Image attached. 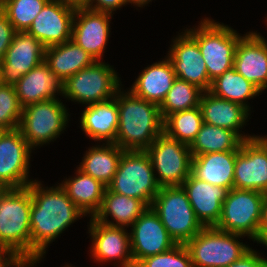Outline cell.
Here are the masks:
<instances>
[{
    "instance_id": "obj_31",
    "label": "cell",
    "mask_w": 267,
    "mask_h": 267,
    "mask_svg": "<svg viewBox=\"0 0 267 267\" xmlns=\"http://www.w3.org/2000/svg\"><path fill=\"white\" fill-rule=\"evenodd\" d=\"M242 141L232 130L203 122L189 148L194 157L214 152L237 151Z\"/></svg>"
},
{
    "instance_id": "obj_42",
    "label": "cell",
    "mask_w": 267,
    "mask_h": 267,
    "mask_svg": "<svg viewBox=\"0 0 267 267\" xmlns=\"http://www.w3.org/2000/svg\"><path fill=\"white\" fill-rule=\"evenodd\" d=\"M267 233V194L262 204L261 220L258 228V239Z\"/></svg>"
},
{
    "instance_id": "obj_8",
    "label": "cell",
    "mask_w": 267,
    "mask_h": 267,
    "mask_svg": "<svg viewBox=\"0 0 267 267\" xmlns=\"http://www.w3.org/2000/svg\"><path fill=\"white\" fill-rule=\"evenodd\" d=\"M59 99H48L23 107L18 129L33 150L54 142L68 127L70 114L62 99Z\"/></svg>"
},
{
    "instance_id": "obj_49",
    "label": "cell",
    "mask_w": 267,
    "mask_h": 267,
    "mask_svg": "<svg viewBox=\"0 0 267 267\" xmlns=\"http://www.w3.org/2000/svg\"><path fill=\"white\" fill-rule=\"evenodd\" d=\"M6 0H0V5L2 4V3H4Z\"/></svg>"
},
{
    "instance_id": "obj_46",
    "label": "cell",
    "mask_w": 267,
    "mask_h": 267,
    "mask_svg": "<svg viewBox=\"0 0 267 267\" xmlns=\"http://www.w3.org/2000/svg\"><path fill=\"white\" fill-rule=\"evenodd\" d=\"M255 137L267 148V135L266 136L255 135Z\"/></svg>"
},
{
    "instance_id": "obj_40",
    "label": "cell",
    "mask_w": 267,
    "mask_h": 267,
    "mask_svg": "<svg viewBox=\"0 0 267 267\" xmlns=\"http://www.w3.org/2000/svg\"><path fill=\"white\" fill-rule=\"evenodd\" d=\"M128 5L127 0H85L83 6L98 12L114 14V11Z\"/></svg>"
},
{
    "instance_id": "obj_2",
    "label": "cell",
    "mask_w": 267,
    "mask_h": 267,
    "mask_svg": "<svg viewBox=\"0 0 267 267\" xmlns=\"http://www.w3.org/2000/svg\"><path fill=\"white\" fill-rule=\"evenodd\" d=\"M121 89L116 93L119 124L114 143L123 150L145 151L163 133L160 108Z\"/></svg>"
},
{
    "instance_id": "obj_6",
    "label": "cell",
    "mask_w": 267,
    "mask_h": 267,
    "mask_svg": "<svg viewBox=\"0 0 267 267\" xmlns=\"http://www.w3.org/2000/svg\"><path fill=\"white\" fill-rule=\"evenodd\" d=\"M151 207L176 244H186L204 228L182 186L160 187Z\"/></svg>"
},
{
    "instance_id": "obj_15",
    "label": "cell",
    "mask_w": 267,
    "mask_h": 267,
    "mask_svg": "<svg viewBox=\"0 0 267 267\" xmlns=\"http://www.w3.org/2000/svg\"><path fill=\"white\" fill-rule=\"evenodd\" d=\"M76 5L49 0L34 18L27 32L45 47L71 40Z\"/></svg>"
},
{
    "instance_id": "obj_20",
    "label": "cell",
    "mask_w": 267,
    "mask_h": 267,
    "mask_svg": "<svg viewBox=\"0 0 267 267\" xmlns=\"http://www.w3.org/2000/svg\"><path fill=\"white\" fill-rule=\"evenodd\" d=\"M233 68L261 92L267 89V40L256 31L240 38L234 56Z\"/></svg>"
},
{
    "instance_id": "obj_16",
    "label": "cell",
    "mask_w": 267,
    "mask_h": 267,
    "mask_svg": "<svg viewBox=\"0 0 267 267\" xmlns=\"http://www.w3.org/2000/svg\"><path fill=\"white\" fill-rule=\"evenodd\" d=\"M179 34L172 40L166 55L176 77L197 86L203 92L209 91L212 82L208 77L198 42L186 30Z\"/></svg>"
},
{
    "instance_id": "obj_48",
    "label": "cell",
    "mask_w": 267,
    "mask_h": 267,
    "mask_svg": "<svg viewBox=\"0 0 267 267\" xmlns=\"http://www.w3.org/2000/svg\"><path fill=\"white\" fill-rule=\"evenodd\" d=\"M63 267H73L71 264H66V266L64 265ZM75 267V266H74Z\"/></svg>"
},
{
    "instance_id": "obj_1",
    "label": "cell",
    "mask_w": 267,
    "mask_h": 267,
    "mask_svg": "<svg viewBox=\"0 0 267 267\" xmlns=\"http://www.w3.org/2000/svg\"><path fill=\"white\" fill-rule=\"evenodd\" d=\"M42 185L36 179L30 183L31 259L45 256L50 243L75 221L86 216L60 184L52 187Z\"/></svg>"
},
{
    "instance_id": "obj_35",
    "label": "cell",
    "mask_w": 267,
    "mask_h": 267,
    "mask_svg": "<svg viewBox=\"0 0 267 267\" xmlns=\"http://www.w3.org/2000/svg\"><path fill=\"white\" fill-rule=\"evenodd\" d=\"M49 0H6L0 5L16 31H27Z\"/></svg>"
},
{
    "instance_id": "obj_13",
    "label": "cell",
    "mask_w": 267,
    "mask_h": 267,
    "mask_svg": "<svg viewBox=\"0 0 267 267\" xmlns=\"http://www.w3.org/2000/svg\"><path fill=\"white\" fill-rule=\"evenodd\" d=\"M88 233L91 236L90 257L94 262H113L117 267H135L131 252L130 232L127 228L109 226L90 218Z\"/></svg>"
},
{
    "instance_id": "obj_43",
    "label": "cell",
    "mask_w": 267,
    "mask_h": 267,
    "mask_svg": "<svg viewBox=\"0 0 267 267\" xmlns=\"http://www.w3.org/2000/svg\"><path fill=\"white\" fill-rule=\"evenodd\" d=\"M127 1H128V4H131L133 6L140 7V8H143V6H146L147 4L152 2V0H127Z\"/></svg>"
},
{
    "instance_id": "obj_29",
    "label": "cell",
    "mask_w": 267,
    "mask_h": 267,
    "mask_svg": "<svg viewBox=\"0 0 267 267\" xmlns=\"http://www.w3.org/2000/svg\"><path fill=\"white\" fill-rule=\"evenodd\" d=\"M75 176L64 179L60 186L67 196L86 215L94 217L101 207L105 189L100 181L77 168Z\"/></svg>"
},
{
    "instance_id": "obj_22",
    "label": "cell",
    "mask_w": 267,
    "mask_h": 267,
    "mask_svg": "<svg viewBox=\"0 0 267 267\" xmlns=\"http://www.w3.org/2000/svg\"><path fill=\"white\" fill-rule=\"evenodd\" d=\"M203 122L226 128L235 132L242 140L255 137L241 133L250 118V111L243 105L214 96L209 91L203 92L199 104Z\"/></svg>"
},
{
    "instance_id": "obj_26",
    "label": "cell",
    "mask_w": 267,
    "mask_h": 267,
    "mask_svg": "<svg viewBox=\"0 0 267 267\" xmlns=\"http://www.w3.org/2000/svg\"><path fill=\"white\" fill-rule=\"evenodd\" d=\"M236 151L214 152L192 157L191 174L198 180L233 188Z\"/></svg>"
},
{
    "instance_id": "obj_41",
    "label": "cell",
    "mask_w": 267,
    "mask_h": 267,
    "mask_svg": "<svg viewBox=\"0 0 267 267\" xmlns=\"http://www.w3.org/2000/svg\"><path fill=\"white\" fill-rule=\"evenodd\" d=\"M252 247L228 267H267L264 257Z\"/></svg>"
},
{
    "instance_id": "obj_7",
    "label": "cell",
    "mask_w": 267,
    "mask_h": 267,
    "mask_svg": "<svg viewBox=\"0 0 267 267\" xmlns=\"http://www.w3.org/2000/svg\"><path fill=\"white\" fill-rule=\"evenodd\" d=\"M244 237L214 226L204 227L185 246L189 250L193 267H228L251 248L240 242V238Z\"/></svg>"
},
{
    "instance_id": "obj_44",
    "label": "cell",
    "mask_w": 267,
    "mask_h": 267,
    "mask_svg": "<svg viewBox=\"0 0 267 267\" xmlns=\"http://www.w3.org/2000/svg\"><path fill=\"white\" fill-rule=\"evenodd\" d=\"M256 242L262 244L263 246L265 245V247H267V233L261 236ZM264 261L267 263L266 258H264Z\"/></svg>"
},
{
    "instance_id": "obj_4",
    "label": "cell",
    "mask_w": 267,
    "mask_h": 267,
    "mask_svg": "<svg viewBox=\"0 0 267 267\" xmlns=\"http://www.w3.org/2000/svg\"><path fill=\"white\" fill-rule=\"evenodd\" d=\"M185 30L198 42L211 82L233 67L235 49L242 37L235 29L206 17L196 27Z\"/></svg>"
},
{
    "instance_id": "obj_36",
    "label": "cell",
    "mask_w": 267,
    "mask_h": 267,
    "mask_svg": "<svg viewBox=\"0 0 267 267\" xmlns=\"http://www.w3.org/2000/svg\"><path fill=\"white\" fill-rule=\"evenodd\" d=\"M22 110L14 85L0 83V130L18 129Z\"/></svg>"
},
{
    "instance_id": "obj_33",
    "label": "cell",
    "mask_w": 267,
    "mask_h": 267,
    "mask_svg": "<svg viewBox=\"0 0 267 267\" xmlns=\"http://www.w3.org/2000/svg\"><path fill=\"white\" fill-rule=\"evenodd\" d=\"M203 124L200 106L184 111L174 112L163 121V132L170 138L188 146L195 140Z\"/></svg>"
},
{
    "instance_id": "obj_17",
    "label": "cell",
    "mask_w": 267,
    "mask_h": 267,
    "mask_svg": "<svg viewBox=\"0 0 267 267\" xmlns=\"http://www.w3.org/2000/svg\"><path fill=\"white\" fill-rule=\"evenodd\" d=\"M130 229L134 265L145 257L161 254L176 245L152 207H147Z\"/></svg>"
},
{
    "instance_id": "obj_30",
    "label": "cell",
    "mask_w": 267,
    "mask_h": 267,
    "mask_svg": "<svg viewBox=\"0 0 267 267\" xmlns=\"http://www.w3.org/2000/svg\"><path fill=\"white\" fill-rule=\"evenodd\" d=\"M100 144L88 148L77 168L107 187L117 171L125 150L115 143Z\"/></svg>"
},
{
    "instance_id": "obj_11",
    "label": "cell",
    "mask_w": 267,
    "mask_h": 267,
    "mask_svg": "<svg viewBox=\"0 0 267 267\" xmlns=\"http://www.w3.org/2000/svg\"><path fill=\"white\" fill-rule=\"evenodd\" d=\"M160 187L181 186L191 174V151L188 145L164 132L145 150Z\"/></svg>"
},
{
    "instance_id": "obj_3",
    "label": "cell",
    "mask_w": 267,
    "mask_h": 267,
    "mask_svg": "<svg viewBox=\"0 0 267 267\" xmlns=\"http://www.w3.org/2000/svg\"><path fill=\"white\" fill-rule=\"evenodd\" d=\"M30 184L24 188L5 189L0 195V248L31 259Z\"/></svg>"
},
{
    "instance_id": "obj_18",
    "label": "cell",
    "mask_w": 267,
    "mask_h": 267,
    "mask_svg": "<svg viewBox=\"0 0 267 267\" xmlns=\"http://www.w3.org/2000/svg\"><path fill=\"white\" fill-rule=\"evenodd\" d=\"M113 15L77 6L74 13L71 40L90 54L95 61L103 59Z\"/></svg>"
},
{
    "instance_id": "obj_9",
    "label": "cell",
    "mask_w": 267,
    "mask_h": 267,
    "mask_svg": "<svg viewBox=\"0 0 267 267\" xmlns=\"http://www.w3.org/2000/svg\"><path fill=\"white\" fill-rule=\"evenodd\" d=\"M121 86L113 66L105 61H94L63 82V96L73 102L90 105L112 99Z\"/></svg>"
},
{
    "instance_id": "obj_47",
    "label": "cell",
    "mask_w": 267,
    "mask_h": 267,
    "mask_svg": "<svg viewBox=\"0 0 267 267\" xmlns=\"http://www.w3.org/2000/svg\"><path fill=\"white\" fill-rule=\"evenodd\" d=\"M5 190V188L2 186V185H0V195L2 194V192Z\"/></svg>"
},
{
    "instance_id": "obj_19",
    "label": "cell",
    "mask_w": 267,
    "mask_h": 267,
    "mask_svg": "<svg viewBox=\"0 0 267 267\" xmlns=\"http://www.w3.org/2000/svg\"><path fill=\"white\" fill-rule=\"evenodd\" d=\"M233 188L267 194V148L256 137L236 151Z\"/></svg>"
},
{
    "instance_id": "obj_10",
    "label": "cell",
    "mask_w": 267,
    "mask_h": 267,
    "mask_svg": "<svg viewBox=\"0 0 267 267\" xmlns=\"http://www.w3.org/2000/svg\"><path fill=\"white\" fill-rule=\"evenodd\" d=\"M264 198L265 194L259 191L232 188L227 192L219 222L214 227L256 242Z\"/></svg>"
},
{
    "instance_id": "obj_34",
    "label": "cell",
    "mask_w": 267,
    "mask_h": 267,
    "mask_svg": "<svg viewBox=\"0 0 267 267\" xmlns=\"http://www.w3.org/2000/svg\"><path fill=\"white\" fill-rule=\"evenodd\" d=\"M202 93L203 91L197 86L176 78L159 106L162 119L174 112L198 107Z\"/></svg>"
},
{
    "instance_id": "obj_12",
    "label": "cell",
    "mask_w": 267,
    "mask_h": 267,
    "mask_svg": "<svg viewBox=\"0 0 267 267\" xmlns=\"http://www.w3.org/2000/svg\"><path fill=\"white\" fill-rule=\"evenodd\" d=\"M19 129L0 132V185L5 189L27 187L31 152Z\"/></svg>"
},
{
    "instance_id": "obj_23",
    "label": "cell",
    "mask_w": 267,
    "mask_h": 267,
    "mask_svg": "<svg viewBox=\"0 0 267 267\" xmlns=\"http://www.w3.org/2000/svg\"><path fill=\"white\" fill-rule=\"evenodd\" d=\"M14 87L22 107L59 98V95L63 97V82L44 61L23 75Z\"/></svg>"
},
{
    "instance_id": "obj_25",
    "label": "cell",
    "mask_w": 267,
    "mask_h": 267,
    "mask_svg": "<svg viewBox=\"0 0 267 267\" xmlns=\"http://www.w3.org/2000/svg\"><path fill=\"white\" fill-rule=\"evenodd\" d=\"M176 78L173 66L166 56L145 67L129 90L135 96L160 106Z\"/></svg>"
},
{
    "instance_id": "obj_14",
    "label": "cell",
    "mask_w": 267,
    "mask_h": 267,
    "mask_svg": "<svg viewBox=\"0 0 267 267\" xmlns=\"http://www.w3.org/2000/svg\"><path fill=\"white\" fill-rule=\"evenodd\" d=\"M45 46L27 31H17L0 62V83L15 85L44 61Z\"/></svg>"
},
{
    "instance_id": "obj_37",
    "label": "cell",
    "mask_w": 267,
    "mask_h": 267,
    "mask_svg": "<svg viewBox=\"0 0 267 267\" xmlns=\"http://www.w3.org/2000/svg\"><path fill=\"white\" fill-rule=\"evenodd\" d=\"M135 267H193V263L185 244H176L166 252L145 257Z\"/></svg>"
},
{
    "instance_id": "obj_5",
    "label": "cell",
    "mask_w": 267,
    "mask_h": 267,
    "mask_svg": "<svg viewBox=\"0 0 267 267\" xmlns=\"http://www.w3.org/2000/svg\"><path fill=\"white\" fill-rule=\"evenodd\" d=\"M107 189L140 199L147 207H151L160 186L146 151L125 150Z\"/></svg>"
},
{
    "instance_id": "obj_39",
    "label": "cell",
    "mask_w": 267,
    "mask_h": 267,
    "mask_svg": "<svg viewBox=\"0 0 267 267\" xmlns=\"http://www.w3.org/2000/svg\"><path fill=\"white\" fill-rule=\"evenodd\" d=\"M16 32L8 17L0 9V62L3 60Z\"/></svg>"
},
{
    "instance_id": "obj_21",
    "label": "cell",
    "mask_w": 267,
    "mask_h": 267,
    "mask_svg": "<svg viewBox=\"0 0 267 267\" xmlns=\"http://www.w3.org/2000/svg\"><path fill=\"white\" fill-rule=\"evenodd\" d=\"M181 186L186 191L196 218L201 224L204 227L215 226L219 222L228 190L198 180L192 174L184 180Z\"/></svg>"
},
{
    "instance_id": "obj_38",
    "label": "cell",
    "mask_w": 267,
    "mask_h": 267,
    "mask_svg": "<svg viewBox=\"0 0 267 267\" xmlns=\"http://www.w3.org/2000/svg\"><path fill=\"white\" fill-rule=\"evenodd\" d=\"M44 257L25 260L19 253L6 249L0 248V267H34Z\"/></svg>"
},
{
    "instance_id": "obj_28",
    "label": "cell",
    "mask_w": 267,
    "mask_h": 267,
    "mask_svg": "<svg viewBox=\"0 0 267 267\" xmlns=\"http://www.w3.org/2000/svg\"><path fill=\"white\" fill-rule=\"evenodd\" d=\"M94 61L90 54L72 40L45 48L44 62L62 82Z\"/></svg>"
},
{
    "instance_id": "obj_27",
    "label": "cell",
    "mask_w": 267,
    "mask_h": 267,
    "mask_svg": "<svg viewBox=\"0 0 267 267\" xmlns=\"http://www.w3.org/2000/svg\"><path fill=\"white\" fill-rule=\"evenodd\" d=\"M146 209L140 199L116 194L106 188L101 207L93 218L109 226L129 228Z\"/></svg>"
},
{
    "instance_id": "obj_32",
    "label": "cell",
    "mask_w": 267,
    "mask_h": 267,
    "mask_svg": "<svg viewBox=\"0 0 267 267\" xmlns=\"http://www.w3.org/2000/svg\"><path fill=\"white\" fill-rule=\"evenodd\" d=\"M214 96L243 105L249 111L248 100L262 93L233 67L212 81L210 90Z\"/></svg>"
},
{
    "instance_id": "obj_45",
    "label": "cell",
    "mask_w": 267,
    "mask_h": 267,
    "mask_svg": "<svg viewBox=\"0 0 267 267\" xmlns=\"http://www.w3.org/2000/svg\"><path fill=\"white\" fill-rule=\"evenodd\" d=\"M60 1H65L71 4H74L76 6H81L84 4L85 0H60Z\"/></svg>"
},
{
    "instance_id": "obj_24",
    "label": "cell",
    "mask_w": 267,
    "mask_h": 267,
    "mask_svg": "<svg viewBox=\"0 0 267 267\" xmlns=\"http://www.w3.org/2000/svg\"><path fill=\"white\" fill-rule=\"evenodd\" d=\"M85 107L81 113L80 127L87 138L97 143H114L119 124L116 96Z\"/></svg>"
}]
</instances>
